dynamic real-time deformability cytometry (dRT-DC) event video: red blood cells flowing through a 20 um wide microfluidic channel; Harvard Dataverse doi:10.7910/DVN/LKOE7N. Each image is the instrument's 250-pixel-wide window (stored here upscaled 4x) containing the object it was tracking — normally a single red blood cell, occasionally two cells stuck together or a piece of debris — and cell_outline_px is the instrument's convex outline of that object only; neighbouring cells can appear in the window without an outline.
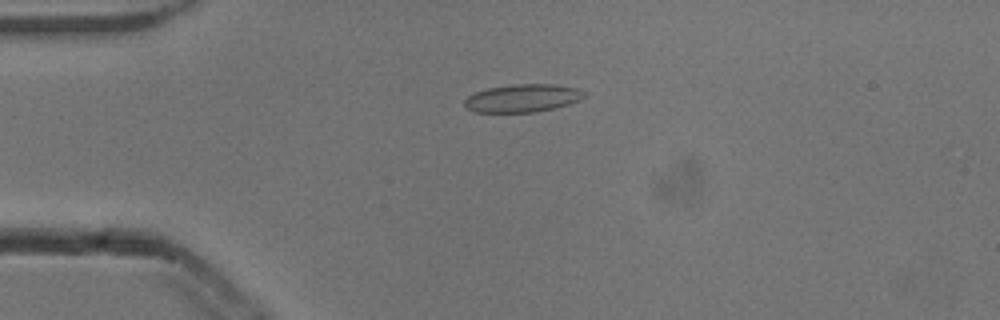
{"species": "common noctule bat (a hibernating species)", "species_latin": "Nyctalus noctula", "temperature_condition": "cold", "stored_images_in_passage": 36, "camera_frame_rate_fps": 3000, "um_per_image_px": 0.085, "animal": {"sex": "male", "body_mass_g": 13.3}, "frame": {"image": 1, "passage_image": 3, "time_ms": 0.667, "image_size_px": [1000, 320], "cell_outline_px": [[584, 96], [580, 100], [568, 104], [552, 108], [532, 112], [476, 112], [468, 108], [464, 104], [464, 100], [468, 96], [476, 92], [488, 88], [512, 84], [552, 84], [576, 88], [584, 92]], "centroid_in_image_um": [44.4, 8.33], "position_along_channel_um": 40.6, "area_um2": 19.19}}
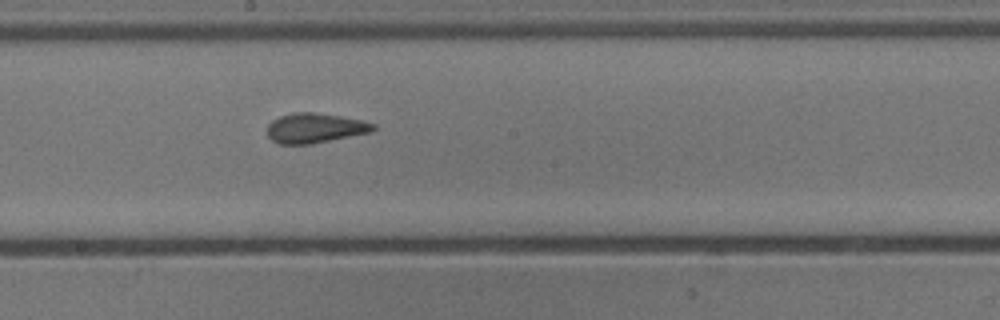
{"frame": {"image": 2, "passage_image": 19, "time_ms": 6.0, "image_size_px": [1000, 320], "cell_outline_px": [[376, 128], [372, 132], [312, 144], [280, 144], [272, 140], [268, 136], [268, 124], [272, 120], [280, 116], [296, 112], [312, 112], [340, 116], [364, 120], [376, 124]], "centroid_in_image_um": [26.8, 10.88], "position_along_channel_um": 221.4, "area_um2": 18.5}}
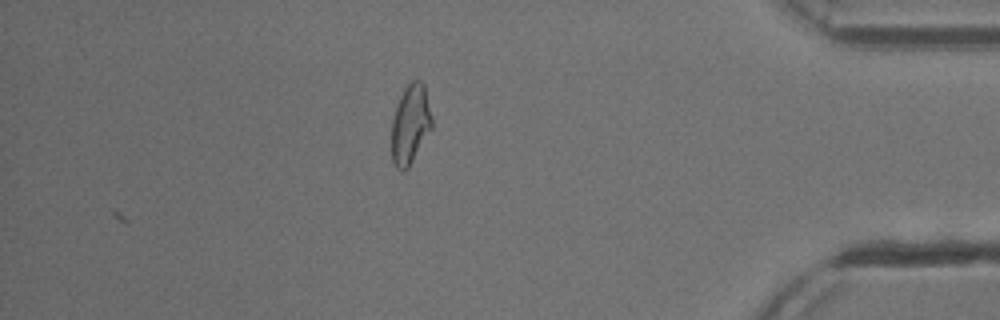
{"frame": {"image": 3, "passage_image": 36, "time_ms": 11.667, "image_size_px": [1000, 320], "cell_outline_px": [[432, 128], [408, 168], [404, 172], [400, 172], [396, 168], [392, 160], [392, 120], [400, 96], [404, 88], [412, 80], [420, 80], [424, 84], [432, 116]], "centroid_in_image_um": [34.88, 10.58], "position_along_channel_um": 400.3, "area_um2": 18.67}, "authors_computed_cell_mechanics": {"area_um2": 18.0336, "velocity_mm_per_s": 3.8732, "shape_relaxation_time_tau1_ms": 4.1236, "shape_relaxation_time_tau2_ms": 1.1135, "deformation_change_tau1": 0.1324, "deformation_change_tau2": 0.0744}}